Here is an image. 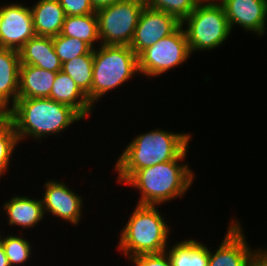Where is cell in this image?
<instances>
[{"mask_svg":"<svg viewBox=\"0 0 267 266\" xmlns=\"http://www.w3.org/2000/svg\"><path fill=\"white\" fill-rule=\"evenodd\" d=\"M188 133L151 130L135 137L116 161L118 183H124L135 171L176 159L187 147Z\"/></svg>","mask_w":267,"mask_h":266,"instance_id":"cell-2","label":"cell"},{"mask_svg":"<svg viewBox=\"0 0 267 266\" xmlns=\"http://www.w3.org/2000/svg\"><path fill=\"white\" fill-rule=\"evenodd\" d=\"M61 4L65 16H79L94 14L96 10L93 8L90 0H58Z\"/></svg>","mask_w":267,"mask_h":266,"instance_id":"cell-27","label":"cell"},{"mask_svg":"<svg viewBox=\"0 0 267 266\" xmlns=\"http://www.w3.org/2000/svg\"><path fill=\"white\" fill-rule=\"evenodd\" d=\"M181 25L176 17L145 5L129 47L138 56L160 39L174 33Z\"/></svg>","mask_w":267,"mask_h":266,"instance_id":"cell-10","label":"cell"},{"mask_svg":"<svg viewBox=\"0 0 267 266\" xmlns=\"http://www.w3.org/2000/svg\"><path fill=\"white\" fill-rule=\"evenodd\" d=\"M1 236L0 243L4 248L10 266L22 265V263L29 259L32 250L28 239L26 240L20 236L10 234L3 238Z\"/></svg>","mask_w":267,"mask_h":266,"instance_id":"cell-24","label":"cell"},{"mask_svg":"<svg viewBox=\"0 0 267 266\" xmlns=\"http://www.w3.org/2000/svg\"><path fill=\"white\" fill-rule=\"evenodd\" d=\"M146 6L176 17L181 23L195 9L197 0H144Z\"/></svg>","mask_w":267,"mask_h":266,"instance_id":"cell-26","label":"cell"},{"mask_svg":"<svg viewBox=\"0 0 267 266\" xmlns=\"http://www.w3.org/2000/svg\"><path fill=\"white\" fill-rule=\"evenodd\" d=\"M0 266H10L4 248L0 243Z\"/></svg>","mask_w":267,"mask_h":266,"instance_id":"cell-31","label":"cell"},{"mask_svg":"<svg viewBox=\"0 0 267 266\" xmlns=\"http://www.w3.org/2000/svg\"><path fill=\"white\" fill-rule=\"evenodd\" d=\"M129 259L135 266H172L166 252L160 254H141Z\"/></svg>","mask_w":267,"mask_h":266,"instance_id":"cell-28","label":"cell"},{"mask_svg":"<svg viewBox=\"0 0 267 266\" xmlns=\"http://www.w3.org/2000/svg\"><path fill=\"white\" fill-rule=\"evenodd\" d=\"M18 52L21 65H33L52 72L62 71V62L56 54L52 37L34 36Z\"/></svg>","mask_w":267,"mask_h":266,"instance_id":"cell-14","label":"cell"},{"mask_svg":"<svg viewBox=\"0 0 267 266\" xmlns=\"http://www.w3.org/2000/svg\"><path fill=\"white\" fill-rule=\"evenodd\" d=\"M144 7V0H122L96 10L100 44L129 46Z\"/></svg>","mask_w":267,"mask_h":266,"instance_id":"cell-7","label":"cell"},{"mask_svg":"<svg viewBox=\"0 0 267 266\" xmlns=\"http://www.w3.org/2000/svg\"><path fill=\"white\" fill-rule=\"evenodd\" d=\"M20 65L17 50L0 47V111L5 113L18 99Z\"/></svg>","mask_w":267,"mask_h":266,"instance_id":"cell-15","label":"cell"},{"mask_svg":"<svg viewBox=\"0 0 267 266\" xmlns=\"http://www.w3.org/2000/svg\"><path fill=\"white\" fill-rule=\"evenodd\" d=\"M197 240H183L165 250L172 266H208L209 247Z\"/></svg>","mask_w":267,"mask_h":266,"instance_id":"cell-20","label":"cell"},{"mask_svg":"<svg viewBox=\"0 0 267 266\" xmlns=\"http://www.w3.org/2000/svg\"><path fill=\"white\" fill-rule=\"evenodd\" d=\"M52 40L62 64L81 55L93 54V48L83 40L64 36L61 33L52 37Z\"/></svg>","mask_w":267,"mask_h":266,"instance_id":"cell-23","label":"cell"},{"mask_svg":"<svg viewBox=\"0 0 267 266\" xmlns=\"http://www.w3.org/2000/svg\"><path fill=\"white\" fill-rule=\"evenodd\" d=\"M50 99L73 108L82 118L90 115L93 105L75 81L63 71L57 72Z\"/></svg>","mask_w":267,"mask_h":266,"instance_id":"cell-16","label":"cell"},{"mask_svg":"<svg viewBox=\"0 0 267 266\" xmlns=\"http://www.w3.org/2000/svg\"><path fill=\"white\" fill-rule=\"evenodd\" d=\"M61 34L83 40L93 49L96 48L93 45L95 41L100 40L96 12L88 15L65 16Z\"/></svg>","mask_w":267,"mask_h":266,"instance_id":"cell-21","label":"cell"},{"mask_svg":"<svg viewBox=\"0 0 267 266\" xmlns=\"http://www.w3.org/2000/svg\"><path fill=\"white\" fill-rule=\"evenodd\" d=\"M157 205L137 204L121 230L118 250L127 258L141 254H160L167 249L170 227Z\"/></svg>","mask_w":267,"mask_h":266,"instance_id":"cell-4","label":"cell"},{"mask_svg":"<svg viewBox=\"0 0 267 266\" xmlns=\"http://www.w3.org/2000/svg\"><path fill=\"white\" fill-rule=\"evenodd\" d=\"M231 28L239 25L247 31L263 35L266 29L267 0H219Z\"/></svg>","mask_w":267,"mask_h":266,"instance_id":"cell-12","label":"cell"},{"mask_svg":"<svg viewBox=\"0 0 267 266\" xmlns=\"http://www.w3.org/2000/svg\"><path fill=\"white\" fill-rule=\"evenodd\" d=\"M3 209L8 216L9 225L32 228L44 218L42 200L26 196H14L4 203Z\"/></svg>","mask_w":267,"mask_h":266,"instance_id":"cell-19","label":"cell"},{"mask_svg":"<svg viewBox=\"0 0 267 266\" xmlns=\"http://www.w3.org/2000/svg\"><path fill=\"white\" fill-rule=\"evenodd\" d=\"M62 71L75 81L77 86L87 95L91 103L93 54L81 55L63 63Z\"/></svg>","mask_w":267,"mask_h":266,"instance_id":"cell-22","label":"cell"},{"mask_svg":"<svg viewBox=\"0 0 267 266\" xmlns=\"http://www.w3.org/2000/svg\"><path fill=\"white\" fill-rule=\"evenodd\" d=\"M19 142L31 136L36 140L59 134L83 119L73 108L50 98H18L6 112Z\"/></svg>","mask_w":267,"mask_h":266,"instance_id":"cell-1","label":"cell"},{"mask_svg":"<svg viewBox=\"0 0 267 266\" xmlns=\"http://www.w3.org/2000/svg\"><path fill=\"white\" fill-rule=\"evenodd\" d=\"M191 53L212 50L231 34L225 10L219 1L198 2L192 13L182 22Z\"/></svg>","mask_w":267,"mask_h":266,"instance_id":"cell-6","label":"cell"},{"mask_svg":"<svg viewBox=\"0 0 267 266\" xmlns=\"http://www.w3.org/2000/svg\"><path fill=\"white\" fill-rule=\"evenodd\" d=\"M139 72L138 57L127 45H101L93 49L91 104Z\"/></svg>","mask_w":267,"mask_h":266,"instance_id":"cell-5","label":"cell"},{"mask_svg":"<svg viewBox=\"0 0 267 266\" xmlns=\"http://www.w3.org/2000/svg\"><path fill=\"white\" fill-rule=\"evenodd\" d=\"M187 147L176 159L161 162L151 167L135 171L124 184L131 185L141 192L137 204L160 205L173 198L181 197L193 184L195 178L185 159Z\"/></svg>","mask_w":267,"mask_h":266,"instance_id":"cell-3","label":"cell"},{"mask_svg":"<svg viewBox=\"0 0 267 266\" xmlns=\"http://www.w3.org/2000/svg\"><path fill=\"white\" fill-rule=\"evenodd\" d=\"M42 196L44 215L50 212L55 217L70 221L77 225L81 220L83 200L81 196L70 190L66 184L50 180L45 183Z\"/></svg>","mask_w":267,"mask_h":266,"instance_id":"cell-11","label":"cell"},{"mask_svg":"<svg viewBox=\"0 0 267 266\" xmlns=\"http://www.w3.org/2000/svg\"><path fill=\"white\" fill-rule=\"evenodd\" d=\"M36 36L29 6L18 3L0 6V47L19 50Z\"/></svg>","mask_w":267,"mask_h":266,"instance_id":"cell-9","label":"cell"},{"mask_svg":"<svg viewBox=\"0 0 267 266\" xmlns=\"http://www.w3.org/2000/svg\"><path fill=\"white\" fill-rule=\"evenodd\" d=\"M92 3V6L95 10H98L100 8L110 6L116 2H120L122 0H90Z\"/></svg>","mask_w":267,"mask_h":266,"instance_id":"cell-30","label":"cell"},{"mask_svg":"<svg viewBox=\"0 0 267 266\" xmlns=\"http://www.w3.org/2000/svg\"><path fill=\"white\" fill-rule=\"evenodd\" d=\"M7 118V115L5 112L0 111V124Z\"/></svg>","mask_w":267,"mask_h":266,"instance_id":"cell-32","label":"cell"},{"mask_svg":"<svg viewBox=\"0 0 267 266\" xmlns=\"http://www.w3.org/2000/svg\"><path fill=\"white\" fill-rule=\"evenodd\" d=\"M30 9L36 36L55 37L61 33L65 13L58 0H39Z\"/></svg>","mask_w":267,"mask_h":266,"instance_id":"cell-17","label":"cell"},{"mask_svg":"<svg viewBox=\"0 0 267 266\" xmlns=\"http://www.w3.org/2000/svg\"><path fill=\"white\" fill-rule=\"evenodd\" d=\"M57 72L20 65L18 98H49Z\"/></svg>","mask_w":267,"mask_h":266,"instance_id":"cell-18","label":"cell"},{"mask_svg":"<svg viewBox=\"0 0 267 266\" xmlns=\"http://www.w3.org/2000/svg\"><path fill=\"white\" fill-rule=\"evenodd\" d=\"M248 266H267V250H254Z\"/></svg>","mask_w":267,"mask_h":266,"instance_id":"cell-29","label":"cell"},{"mask_svg":"<svg viewBox=\"0 0 267 266\" xmlns=\"http://www.w3.org/2000/svg\"><path fill=\"white\" fill-rule=\"evenodd\" d=\"M198 2H215L219 0H197Z\"/></svg>","mask_w":267,"mask_h":266,"instance_id":"cell-33","label":"cell"},{"mask_svg":"<svg viewBox=\"0 0 267 266\" xmlns=\"http://www.w3.org/2000/svg\"><path fill=\"white\" fill-rule=\"evenodd\" d=\"M19 144L13 124L6 118L0 124V178L7 172L16 145Z\"/></svg>","mask_w":267,"mask_h":266,"instance_id":"cell-25","label":"cell"},{"mask_svg":"<svg viewBox=\"0 0 267 266\" xmlns=\"http://www.w3.org/2000/svg\"><path fill=\"white\" fill-rule=\"evenodd\" d=\"M184 26L143 50L138 57L140 74L157 77L183 64L191 56Z\"/></svg>","mask_w":267,"mask_h":266,"instance_id":"cell-8","label":"cell"},{"mask_svg":"<svg viewBox=\"0 0 267 266\" xmlns=\"http://www.w3.org/2000/svg\"><path fill=\"white\" fill-rule=\"evenodd\" d=\"M221 245L214 252L209 249L208 266H248L253 251L245 240L239 222L232 219Z\"/></svg>","mask_w":267,"mask_h":266,"instance_id":"cell-13","label":"cell"}]
</instances>
